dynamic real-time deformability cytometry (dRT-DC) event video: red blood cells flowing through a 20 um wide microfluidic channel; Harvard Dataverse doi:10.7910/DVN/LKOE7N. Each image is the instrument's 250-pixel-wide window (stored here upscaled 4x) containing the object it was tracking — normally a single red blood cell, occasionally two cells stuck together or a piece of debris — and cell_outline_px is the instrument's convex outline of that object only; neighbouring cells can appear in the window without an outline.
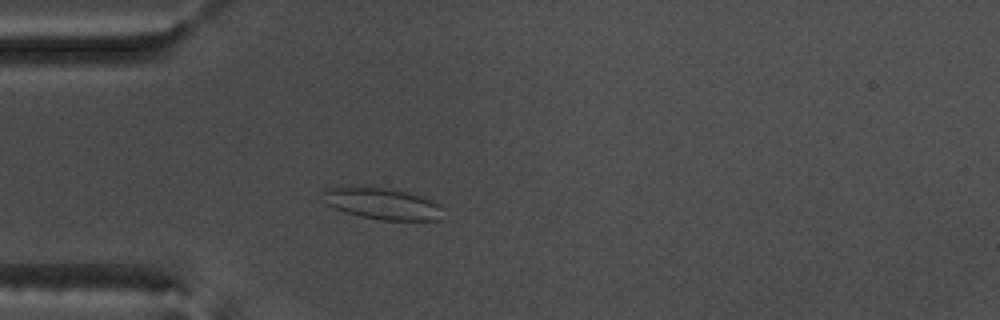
{"species": "common noctule bat (a hibernating species)", "species_latin": "Nyctalus noctula", "temperature_condition": "warm", "stored_images_in_passage": 52, "camera_frame_rate_fps": 3000, "um_per_image_px": 0.085, "animal": {"sex": "male", "body_mass_g": 17.5, "forearm_length_mm": 52.3}, "frame": {"image": 1, "passage_image": 12, "time_ms": 3.667, "image_size_px": [1000, 320], "cell_outline_px": [[444, 220], [380, 220], [360, 216], [344, 212], [320, 200], [324, 192], [328, 188], [384, 188], [408, 192], [428, 196], [440, 204], [444, 208]], "centroid_in_image_um": [32.64, 17.34], "position_along_channel_um": 52.4, "area_um2": 22.2}}
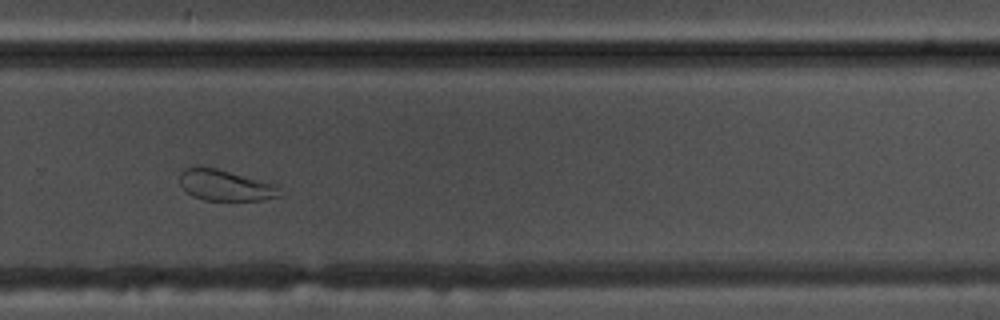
{"frame": {"image": 2, "passage_image": 34, "time_ms": 11.0, "image_size_px": [1000, 320], "cell_outline_px": [[280, 196], [260, 200], [204, 200], [192, 196], [180, 184], [180, 172], [184, 168], [196, 164], [216, 168], [276, 184]], "centroid_in_image_um": [19.08, 15.72], "position_along_channel_um": 310.7, "area_um2": 18.09}}
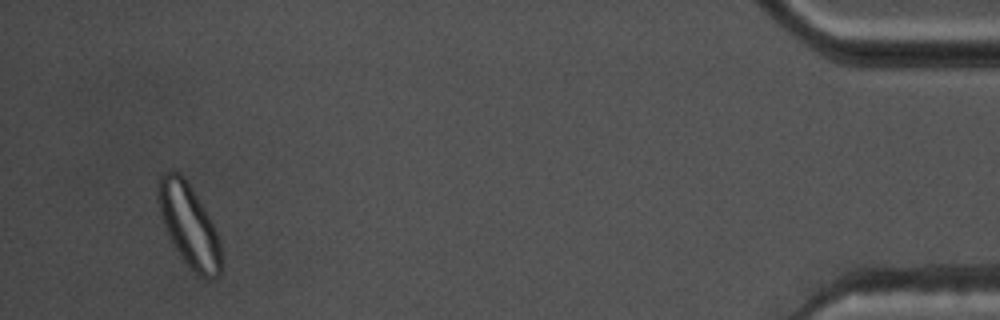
{"frame": {"image": 3, "passage_image": 49, "time_ms": 16.0, "image_size_px": [1000, 320], "cell_outline_px": [[220, 276], [212, 280], [204, 280], [180, 256], [164, 224], [156, 200], [156, 180], [164, 172], [172, 168], [180, 172], [184, 176], [192, 188], [204, 208], [220, 240]], "centroid_in_image_um": [16.02, 19.08], "position_along_channel_um": 419.2, "area_um2": 30.29}, "authors_computed_cell_mechanics": {"area_um2": 23.1489, "velocity_mm_per_s": 3.6636, "shape_relaxation_time_tau1_ms": 5.4483, "shape_relaxation_time_tau2_ms": 1.4712, "deformation_change_tau1": 0.1343, "deformation_change_tau2": 0.0657}}